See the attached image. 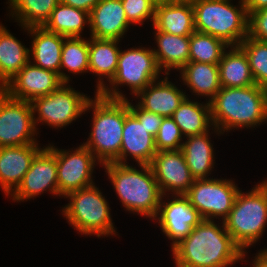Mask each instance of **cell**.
<instances>
[{"label": "cell", "instance_id": "cell-28", "mask_svg": "<svg viewBox=\"0 0 267 267\" xmlns=\"http://www.w3.org/2000/svg\"><path fill=\"white\" fill-rule=\"evenodd\" d=\"M172 119L185 137L207 133L211 130L209 127H213L210 102L191 101L188 96L173 113Z\"/></svg>", "mask_w": 267, "mask_h": 267}, {"label": "cell", "instance_id": "cell-12", "mask_svg": "<svg viewBox=\"0 0 267 267\" xmlns=\"http://www.w3.org/2000/svg\"><path fill=\"white\" fill-rule=\"evenodd\" d=\"M44 191L59 196L56 148L50 144L37 153L21 183L10 195L13 201L21 202L43 194Z\"/></svg>", "mask_w": 267, "mask_h": 267}, {"label": "cell", "instance_id": "cell-2", "mask_svg": "<svg viewBox=\"0 0 267 267\" xmlns=\"http://www.w3.org/2000/svg\"><path fill=\"white\" fill-rule=\"evenodd\" d=\"M210 107L212 130L218 136L233 128L257 127L267 121V89L257 84L221 87L210 101Z\"/></svg>", "mask_w": 267, "mask_h": 267}, {"label": "cell", "instance_id": "cell-23", "mask_svg": "<svg viewBox=\"0 0 267 267\" xmlns=\"http://www.w3.org/2000/svg\"><path fill=\"white\" fill-rule=\"evenodd\" d=\"M90 38L89 72L99 76L95 93H100L106 85L104 78H107L110 83L115 76L120 54V48L117 46L120 40Z\"/></svg>", "mask_w": 267, "mask_h": 267}, {"label": "cell", "instance_id": "cell-27", "mask_svg": "<svg viewBox=\"0 0 267 267\" xmlns=\"http://www.w3.org/2000/svg\"><path fill=\"white\" fill-rule=\"evenodd\" d=\"M29 61V49L0 24V89Z\"/></svg>", "mask_w": 267, "mask_h": 267}, {"label": "cell", "instance_id": "cell-18", "mask_svg": "<svg viewBox=\"0 0 267 267\" xmlns=\"http://www.w3.org/2000/svg\"><path fill=\"white\" fill-rule=\"evenodd\" d=\"M41 149L38 143L0 147V187L6 196L21 183L32 160Z\"/></svg>", "mask_w": 267, "mask_h": 267}, {"label": "cell", "instance_id": "cell-9", "mask_svg": "<svg viewBox=\"0 0 267 267\" xmlns=\"http://www.w3.org/2000/svg\"><path fill=\"white\" fill-rule=\"evenodd\" d=\"M63 83L54 92L34 99L31 102L35 127L39 123H45L53 128L68 126L78 117L85 114L88 101L91 99L74 88Z\"/></svg>", "mask_w": 267, "mask_h": 267}, {"label": "cell", "instance_id": "cell-42", "mask_svg": "<svg viewBox=\"0 0 267 267\" xmlns=\"http://www.w3.org/2000/svg\"><path fill=\"white\" fill-rule=\"evenodd\" d=\"M155 6L167 4L168 0H150Z\"/></svg>", "mask_w": 267, "mask_h": 267}, {"label": "cell", "instance_id": "cell-4", "mask_svg": "<svg viewBox=\"0 0 267 267\" xmlns=\"http://www.w3.org/2000/svg\"><path fill=\"white\" fill-rule=\"evenodd\" d=\"M108 174L120 202L129 212L140 213L150 219L155 218L162 198L150 165L139 164L141 170L128 164L106 163Z\"/></svg>", "mask_w": 267, "mask_h": 267}, {"label": "cell", "instance_id": "cell-19", "mask_svg": "<svg viewBox=\"0 0 267 267\" xmlns=\"http://www.w3.org/2000/svg\"><path fill=\"white\" fill-rule=\"evenodd\" d=\"M157 153L155 138L146 127L130 112L125 117L120 149V164H127V156L137 163L150 165Z\"/></svg>", "mask_w": 267, "mask_h": 267}, {"label": "cell", "instance_id": "cell-5", "mask_svg": "<svg viewBox=\"0 0 267 267\" xmlns=\"http://www.w3.org/2000/svg\"><path fill=\"white\" fill-rule=\"evenodd\" d=\"M197 0L192 3L195 29L238 46L248 36V14L244 0Z\"/></svg>", "mask_w": 267, "mask_h": 267}, {"label": "cell", "instance_id": "cell-43", "mask_svg": "<svg viewBox=\"0 0 267 267\" xmlns=\"http://www.w3.org/2000/svg\"><path fill=\"white\" fill-rule=\"evenodd\" d=\"M197 0H168V3H176V2H180V3H194Z\"/></svg>", "mask_w": 267, "mask_h": 267}, {"label": "cell", "instance_id": "cell-40", "mask_svg": "<svg viewBox=\"0 0 267 267\" xmlns=\"http://www.w3.org/2000/svg\"><path fill=\"white\" fill-rule=\"evenodd\" d=\"M247 14L267 8V0H244Z\"/></svg>", "mask_w": 267, "mask_h": 267}, {"label": "cell", "instance_id": "cell-20", "mask_svg": "<svg viewBox=\"0 0 267 267\" xmlns=\"http://www.w3.org/2000/svg\"><path fill=\"white\" fill-rule=\"evenodd\" d=\"M136 97H140L138 105L141 108L165 118L172 117L187 95L171 81H168L167 74L163 80L153 81Z\"/></svg>", "mask_w": 267, "mask_h": 267}, {"label": "cell", "instance_id": "cell-7", "mask_svg": "<svg viewBox=\"0 0 267 267\" xmlns=\"http://www.w3.org/2000/svg\"><path fill=\"white\" fill-rule=\"evenodd\" d=\"M70 202L62 214L80 234L96 237L116 235L107 199L94 184L68 193Z\"/></svg>", "mask_w": 267, "mask_h": 267}, {"label": "cell", "instance_id": "cell-11", "mask_svg": "<svg viewBox=\"0 0 267 267\" xmlns=\"http://www.w3.org/2000/svg\"><path fill=\"white\" fill-rule=\"evenodd\" d=\"M31 102L17 100L0 89V147L38 143Z\"/></svg>", "mask_w": 267, "mask_h": 267}, {"label": "cell", "instance_id": "cell-30", "mask_svg": "<svg viewBox=\"0 0 267 267\" xmlns=\"http://www.w3.org/2000/svg\"><path fill=\"white\" fill-rule=\"evenodd\" d=\"M89 24V13L59 3L43 27L65 37H81L85 25Z\"/></svg>", "mask_w": 267, "mask_h": 267}, {"label": "cell", "instance_id": "cell-38", "mask_svg": "<svg viewBox=\"0 0 267 267\" xmlns=\"http://www.w3.org/2000/svg\"><path fill=\"white\" fill-rule=\"evenodd\" d=\"M129 110L146 127L148 133L155 138L164 117L147 111L138 104L134 106L131 102H129Z\"/></svg>", "mask_w": 267, "mask_h": 267}, {"label": "cell", "instance_id": "cell-15", "mask_svg": "<svg viewBox=\"0 0 267 267\" xmlns=\"http://www.w3.org/2000/svg\"><path fill=\"white\" fill-rule=\"evenodd\" d=\"M64 82L58 73L30 61L2 88L11 98L32 102L58 89Z\"/></svg>", "mask_w": 267, "mask_h": 267}, {"label": "cell", "instance_id": "cell-17", "mask_svg": "<svg viewBox=\"0 0 267 267\" xmlns=\"http://www.w3.org/2000/svg\"><path fill=\"white\" fill-rule=\"evenodd\" d=\"M121 0H100L89 13L90 37L122 40L130 27Z\"/></svg>", "mask_w": 267, "mask_h": 267}, {"label": "cell", "instance_id": "cell-25", "mask_svg": "<svg viewBox=\"0 0 267 267\" xmlns=\"http://www.w3.org/2000/svg\"><path fill=\"white\" fill-rule=\"evenodd\" d=\"M210 138L207 132L188 136L186 137L187 140L183 141L181 150L194 179H208L214 168V148Z\"/></svg>", "mask_w": 267, "mask_h": 267}, {"label": "cell", "instance_id": "cell-32", "mask_svg": "<svg viewBox=\"0 0 267 267\" xmlns=\"http://www.w3.org/2000/svg\"><path fill=\"white\" fill-rule=\"evenodd\" d=\"M64 68L72 74L88 73L89 40H85L82 37H66L64 39L61 54L60 78L64 83H69L70 76L63 72L62 69Z\"/></svg>", "mask_w": 267, "mask_h": 267}, {"label": "cell", "instance_id": "cell-21", "mask_svg": "<svg viewBox=\"0 0 267 267\" xmlns=\"http://www.w3.org/2000/svg\"><path fill=\"white\" fill-rule=\"evenodd\" d=\"M33 37L29 48L30 62L60 75L61 54L65 36L46 30L43 26L24 27ZM33 59L34 63L31 61Z\"/></svg>", "mask_w": 267, "mask_h": 267}, {"label": "cell", "instance_id": "cell-41", "mask_svg": "<svg viewBox=\"0 0 267 267\" xmlns=\"http://www.w3.org/2000/svg\"><path fill=\"white\" fill-rule=\"evenodd\" d=\"M251 267H267V248L260 250V252L255 255Z\"/></svg>", "mask_w": 267, "mask_h": 267}, {"label": "cell", "instance_id": "cell-26", "mask_svg": "<svg viewBox=\"0 0 267 267\" xmlns=\"http://www.w3.org/2000/svg\"><path fill=\"white\" fill-rule=\"evenodd\" d=\"M221 87H247L255 84L245 52L239 46L225 50L218 63Z\"/></svg>", "mask_w": 267, "mask_h": 267}, {"label": "cell", "instance_id": "cell-16", "mask_svg": "<svg viewBox=\"0 0 267 267\" xmlns=\"http://www.w3.org/2000/svg\"><path fill=\"white\" fill-rule=\"evenodd\" d=\"M150 166L162 195H185L195 180L181 149L157 151Z\"/></svg>", "mask_w": 267, "mask_h": 267}, {"label": "cell", "instance_id": "cell-29", "mask_svg": "<svg viewBox=\"0 0 267 267\" xmlns=\"http://www.w3.org/2000/svg\"><path fill=\"white\" fill-rule=\"evenodd\" d=\"M180 78L191 92L210 102L220 90L218 64L189 61L181 70Z\"/></svg>", "mask_w": 267, "mask_h": 267}, {"label": "cell", "instance_id": "cell-35", "mask_svg": "<svg viewBox=\"0 0 267 267\" xmlns=\"http://www.w3.org/2000/svg\"><path fill=\"white\" fill-rule=\"evenodd\" d=\"M179 126L172 117H165L162 120L157 135L155 136V146L157 151L179 150L182 147L184 136Z\"/></svg>", "mask_w": 267, "mask_h": 267}, {"label": "cell", "instance_id": "cell-36", "mask_svg": "<svg viewBox=\"0 0 267 267\" xmlns=\"http://www.w3.org/2000/svg\"><path fill=\"white\" fill-rule=\"evenodd\" d=\"M128 22L143 25L150 19L153 23L156 6L150 0H121Z\"/></svg>", "mask_w": 267, "mask_h": 267}, {"label": "cell", "instance_id": "cell-22", "mask_svg": "<svg viewBox=\"0 0 267 267\" xmlns=\"http://www.w3.org/2000/svg\"><path fill=\"white\" fill-rule=\"evenodd\" d=\"M153 28L172 35L190 36L195 29L192 3H167L156 6Z\"/></svg>", "mask_w": 267, "mask_h": 267}, {"label": "cell", "instance_id": "cell-39", "mask_svg": "<svg viewBox=\"0 0 267 267\" xmlns=\"http://www.w3.org/2000/svg\"><path fill=\"white\" fill-rule=\"evenodd\" d=\"M60 2L90 13L100 0H60Z\"/></svg>", "mask_w": 267, "mask_h": 267}, {"label": "cell", "instance_id": "cell-6", "mask_svg": "<svg viewBox=\"0 0 267 267\" xmlns=\"http://www.w3.org/2000/svg\"><path fill=\"white\" fill-rule=\"evenodd\" d=\"M227 232L244 253L258 242L267 225V180L248 193L239 190L228 216L222 220Z\"/></svg>", "mask_w": 267, "mask_h": 267}, {"label": "cell", "instance_id": "cell-31", "mask_svg": "<svg viewBox=\"0 0 267 267\" xmlns=\"http://www.w3.org/2000/svg\"><path fill=\"white\" fill-rule=\"evenodd\" d=\"M10 1V2H9ZM12 18L21 27L43 26L60 0H8Z\"/></svg>", "mask_w": 267, "mask_h": 267}, {"label": "cell", "instance_id": "cell-3", "mask_svg": "<svg viewBox=\"0 0 267 267\" xmlns=\"http://www.w3.org/2000/svg\"><path fill=\"white\" fill-rule=\"evenodd\" d=\"M129 101L114 100L96 93L87 103L85 112L92 108L93 120L89 138L83 145L95 156L100 165L120 164V149L125 117L130 113Z\"/></svg>", "mask_w": 267, "mask_h": 267}, {"label": "cell", "instance_id": "cell-24", "mask_svg": "<svg viewBox=\"0 0 267 267\" xmlns=\"http://www.w3.org/2000/svg\"><path fill=\"white\" fill-rule=\"evenodd\" d=\"M155 40L158 49H153L160 70H181L190 58V36H178L155 30Z\"/></svg>", "mask_w": 267, "mask_h": 267}, {"label": "cell", "instance_id": "cell-37", "mask_svg": "<svg viewBox=\"0 0 267 267\" xmlns=\"http://www.w3.org/2000/svg\"><path fill=\"white\" fill-rule=\"evenodd\" d=\"M248 37L267 42V8L248 15Z\"/></svg>", "mask_w": 267, "mask_h": 267}, {"label": "cell", "instance_id": "cell-33", "mask_svg": "<svg viewBox=\"0 0 267 267\" xmlns=\"http://www.w3.org/2000/svg\"><path fill=\"white\" fill-rule=\"evenodd\" d=\"M229 47V45L219 38L194 31L190 35L189 61L218 64L224 51Z\"/></svg>", "mask_w": 267, "mask_h": 267}, {"label": "cell", "instance_id": "cell-8", "mask_svg": "<svg viewBox=\"0 0 267 267\" xmlns=\"http://www.w3.org/2000/svg\"><path fill=\"white\" fill-rule=\"evenodd\" d=\"M161 72L151 48L132 47L126 51L120 50L115 76L99 94L109 99L126 100L128 98L118 90L119 85L129 86L131 93L136 96L158 80Z\"/></svg>", "mask_w": 267, "mask_h": 267}, {"label": "cell", "instance_id": "cell-34", "mask_svg": "<svg viewBox=\"0 0 267 267\" xmlns=\"http://www.w3.org/2000/svg\"><path fill=\"white\" fill-rule=\"evenodd\" d=\"M238 46L247 56L255 84L267 89V42L247 36Z\"/></svg>", "mask_w": 267, "mask_h": 267}, {"label": "cell", "instance_id": "cell-1", "mask_svg": "<svg viewBox=\"0 0 267 267\" xmlns=\"http://www.w3.org/2000/svg\"><path fill=\"white\" fill-rule=\"evenodd\" d=\"M202 220L171 251L175 267H228L247 253L234 242L224 223Z\"/></svg>", "mask_w": 267, "mask_h": 267}, {"label": "cell", "instance_id": "cell-14", "mask_svg": "<svg viewBox=\"0 0 267 267\" xmlns=\"http://www.w3.org/2000/svg\"><path fill=\"white\" fill-rule=\"evenodd\" d=\"M166 196L162 195L154 220H157L161 231L172 241V250L203 218L185 195H171L174 198L168 202L163 201Z\"/></svg>", "mask_w": 267, "mask_h": 267}, {"label": "cell", "instance_id": "cell-10", "mask_svg": "<svg viewBox=\"0 0 267 267\" xmlns=\"http://www.w3.org/2000/svg\"><path fill=\"white\" fill-rule=\"evenodd\" d=\"M239 189L229 179H195L185 196L203 220H214V217L224 220L233 207Z\"/></svg>", "mask_w": 267, "mask_h": 267}, {"label": "cell", "instance_id": "cell-13", "mask_svg": "<svg viewBox=\"0 0 267 267\" xmlns=\"http://www.w3.org/2000/svg\"><path fill=\"white\" fill-rule=\"evenodd\" d=\"M96 160L94 154L83 144L72 151L56 148L59 196L65 198L72 191L95 184L92 174L94 167L100 163Z\"/></svg>", "mask_w": 267, "mask_h": 267}]
</instances>
